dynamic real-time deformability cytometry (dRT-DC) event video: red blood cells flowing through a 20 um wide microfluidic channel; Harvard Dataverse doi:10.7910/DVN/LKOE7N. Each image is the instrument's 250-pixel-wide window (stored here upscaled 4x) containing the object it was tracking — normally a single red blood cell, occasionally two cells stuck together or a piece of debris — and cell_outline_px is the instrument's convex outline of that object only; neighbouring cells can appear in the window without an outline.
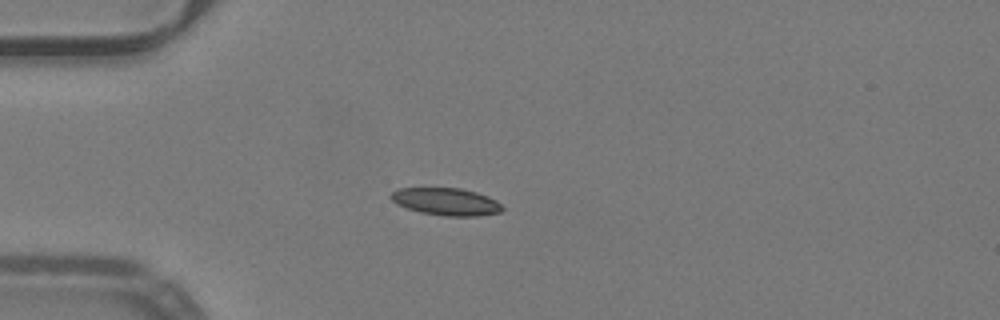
{"species": "common noctule bat (a hibernating species)", "species_latin": "Nyctalus noctula", "temperature_condition": "warm", "stored_images_in_passage": 6, "segment_of_instrument_passage": [1, 2], "camera_frame_rate_fps": 3000, "um_per_image_px": 0.085, "animal": {"sex": "male", "body_mass_g": 19.2, "forearm_length_mm": 51.8}, "frame": {"image": 1, "passage_image": 1, "time_ms": 0.0, "image_size_px": [1000, 320], "cell_outline_px": [[504, 208], [500, 212], [476, 216], [444, 216], [420, 212], [396, 204], [388, 196], [396, 188], [460, 188], [476, 192], [488, 196], [496, 200]], "centroid_in_image_um": [37.9, 17.13], "position_along_channel_um": 47.1, "area_um2": 17.8}}
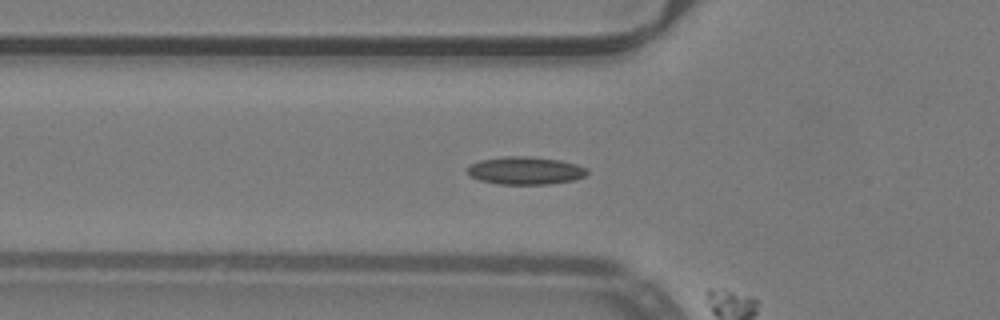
{"frame": {"image": 2, "passage_image": 5, "time_ms": 1.333, "image_size_px": [1000, 320], "cell_outline_px": [[588, 172], [584, 176], [572, 180], [548, 184], [500, 184], [480, 180], [468, 176], [464, 168], [468, 164], [480, 160], [504, 156], [528, 156], [560, 160], [576, 164], [588, 168]], "centroid_in_image_um": [44.58, 14.49], "position_along_channel_um": 81.2, "area_um2": 19.59}}